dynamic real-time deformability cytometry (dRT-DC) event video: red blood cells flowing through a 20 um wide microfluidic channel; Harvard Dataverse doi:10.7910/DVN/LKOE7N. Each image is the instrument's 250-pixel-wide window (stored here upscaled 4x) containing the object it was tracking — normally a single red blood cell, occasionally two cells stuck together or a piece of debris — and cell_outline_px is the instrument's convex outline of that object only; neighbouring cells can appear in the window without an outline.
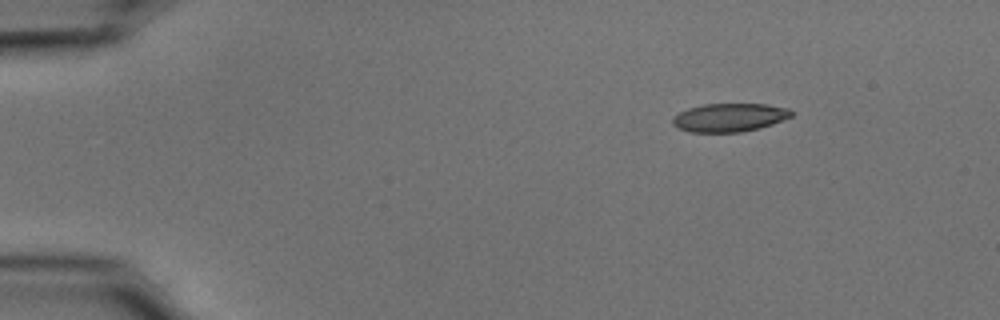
{"species": "common noctule bat (a hibernating species)", "species_latin": "Nyctalus noctula", "temperature_condition": "cold", "stored_images_in_passage": 41, "camera_frame_rate_fps": 3000, "um_per_image_px": 0.085, "animal": {"sex": "male", "body_mass_g": 15.6}, "frame": {"image": 1, "passage_image": 1, "time_ms": 0.0, "image_size_px": [1000, 320], "cell_outline_px": [[792, 116], [772, 124], [760, 128], [740, 132], [688, 132], [672, 124], [672, 116], [688, 108], [704, 104], [768, 104], [788, 108], [792, 112]], "centroid_in_image_um": [61.99, 9.98], "position_along_channel_um": 23.0, "area_um2": 19.65}}
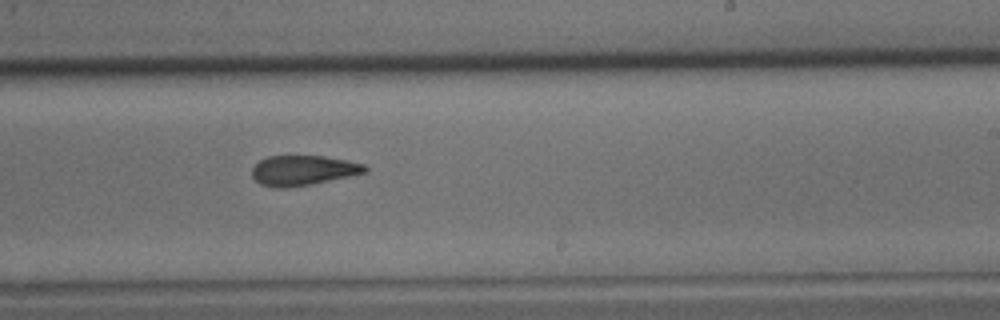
{"frame": {"image": 2, "passage_image": 27, "time_ms": 8.667, "image_size_px": [1000, 320], "cell_outline_px": [[368, 172], [312, 184], [284, 188], [276, 188], [260, 184], [252, 176], [252, 168], [260, 160], [268, 156], [324, 156], [348, 160], [364, 164], [368, 168]], "centroid_in_image_um": [25.77, 14.48], "position_along_channel_um": 263.2, "area_um2": 19.77}}
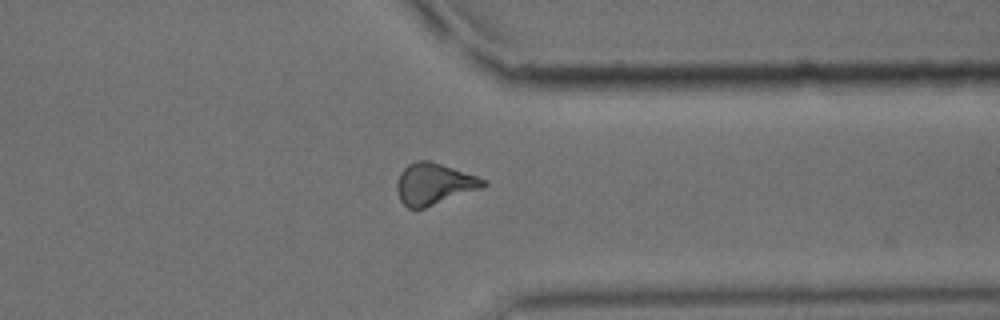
{"frame": {"image": 3, "passage_image": 36, "time_ms": 11.667, "image_size_px": [1000, 320], "cell_outline_px": [[488, 184], [480, 188], [424, 208], [408, 208], [400, 200], [396, 188], [396, 184], [400, 172], [408, 164], [416, 160], [432, 160], [488, 180]], "centroid_in_image_um": [36.87, 15.6], "position_along_channel_um": 374.5, "area_um2": 20.81}, "authors_computed_cell_mechanics": {"area_um2": 20.4034, "velocity_mm_per_s": 3.7556, "shape_relaxation_time_tau1_ms": 7.9349, "shape_relaxation_time_tau2_ms": 3.2947, "deformation_change_tau1": 0.166, "deformation_change_tau2": 0.1101}}